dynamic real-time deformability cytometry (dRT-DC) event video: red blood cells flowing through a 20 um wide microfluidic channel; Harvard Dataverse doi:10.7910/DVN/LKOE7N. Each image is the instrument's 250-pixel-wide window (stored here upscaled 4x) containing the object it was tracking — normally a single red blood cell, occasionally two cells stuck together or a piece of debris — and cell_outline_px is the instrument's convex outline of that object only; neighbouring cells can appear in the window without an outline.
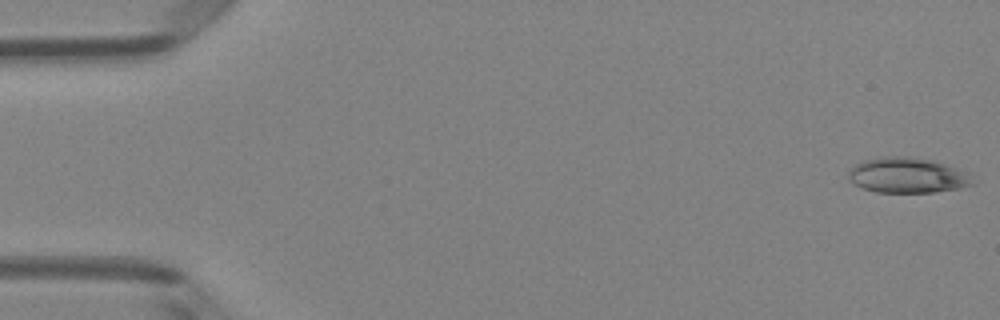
{"species": "Egyptian fruit bat (a non-hibernating species)", "species_latin": "Rousettus aegyptiacus", "temperature_condition": "room temperature", "stored_images_in_passage": 14, "camera_frame_rate_fps": 3000, "um_per_image_px": 0.085, "animal": {"sex": "female"}, "frame": {"image": 1, "passage_image": 1, "time_ms": 0.0, "image_size_px": [1000, 320], "cell_outline_px": [[972, 184], [960, 188], [932, 192], [876, 192], [860, 188], [848, 180], [848, 172], [856, 164], [864, 160], [884, 156], [908, 156], [928, 160], [944, 164], [968, 172]], "centroid_in_image_um": [77.06, 14.9], "position_along_channel_um": 7.9, "area_um2": 25.37}}
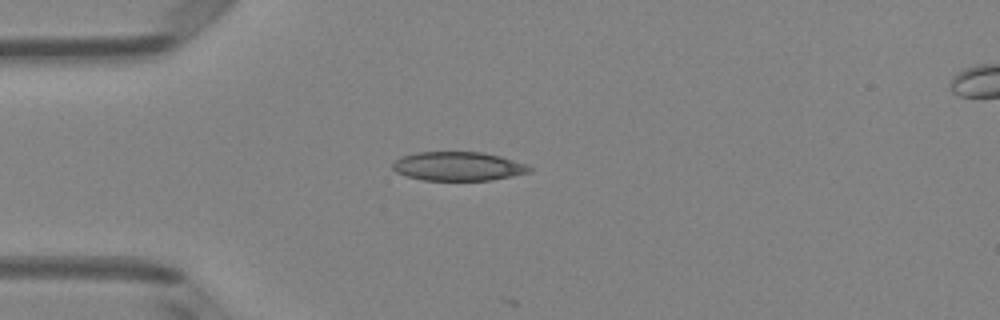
{"frame": {"image": 2, "passage_image": 13, "time_ms": 4.0, "image_size_px": [1000, 320], "cell_outline_px": [[532, 172], [492, 180], [424, 180], [408, 176], [396, 172], [392, 168], [392, 164], [400, 156], [416, 152], [484, 152], [500, 156], [528, 164], [532, 168]], "centroid_in_image_um": [38.97, 14.13], "position_along_channel_um": 46.0, "area_um2": 23.18}}